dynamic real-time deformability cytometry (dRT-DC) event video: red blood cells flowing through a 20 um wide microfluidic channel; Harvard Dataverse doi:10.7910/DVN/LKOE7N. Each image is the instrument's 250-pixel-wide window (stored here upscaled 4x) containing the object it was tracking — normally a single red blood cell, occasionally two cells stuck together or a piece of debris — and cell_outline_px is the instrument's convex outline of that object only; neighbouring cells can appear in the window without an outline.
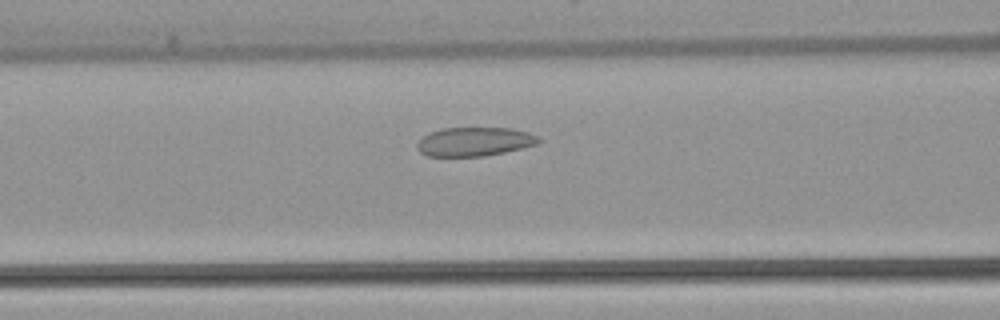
{"species": "common noctule bat (a hibernating species)", "species_latin": "Nyctalus noctula", "temperature_condition": "warm", "stored_images_in_passage": 29, "camera_frame_rate_fps": 3000, "um_per_image_px": 0.085, "animal": {"sex": "female", "body_mass_g": 22.7, "forearm_length_mm": 54.2}, "frame": {"image": 1, "passage_image": 5, "time_ms": 1.333, "image_size_px": [1000, 320], "cell_outline_px": [[544, 140], [540, 144], [504, 152], [484, 156], [428, 156], [420, 152], [416, 148], [416, 144], [428, 132], [440, 128], [512, 128], [528, 132]], "centroid_in_image_um": [40.35, 12.03], "position_along_channel_um": 126.3, "area_um2": 20.63}}
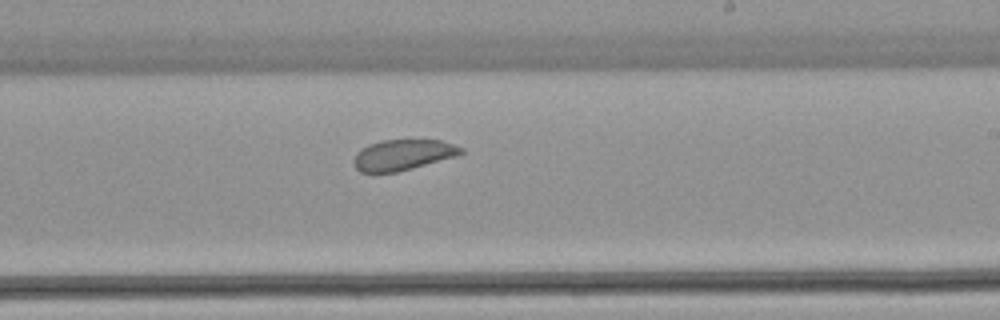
{"frame": {"image": 2, "passage_image": 15, "time_ms": 4.667, "image_size_px": [1000, 320], "cell_outline_px": [[464, 152], [456, 156], [412, 168], [396, 172], [360, 172], [352, 164], [352, 160], [356, 152], [360, 148], [368, 144], [380, 140], [440, 140], [464, 148]], "centroid_in_image_um": [34.19, 13.16], "position_along_channel_um": 254.8, "area_um2": 19.25}}
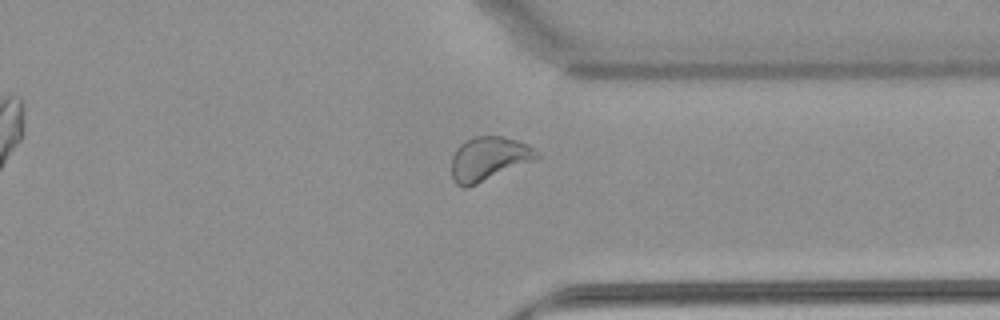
{"frame": {"image": 3, "passage_image": 24, "time_ms": 7.667, "image_size_px": [1000, 320], "cell_outline_px": [[540, 156], [532, 160], [476, 184], [464, 188], [456, 184], [452, 176], [452, 156], [456, 148], [464, 140], [476, 136], [500, 136], [516, 140], [528, 144], [540, 152]], "centroid_in_image_um": [41.51, 13.46], "position_along_channel_um": 369.9, "area_um2": 21.44}}